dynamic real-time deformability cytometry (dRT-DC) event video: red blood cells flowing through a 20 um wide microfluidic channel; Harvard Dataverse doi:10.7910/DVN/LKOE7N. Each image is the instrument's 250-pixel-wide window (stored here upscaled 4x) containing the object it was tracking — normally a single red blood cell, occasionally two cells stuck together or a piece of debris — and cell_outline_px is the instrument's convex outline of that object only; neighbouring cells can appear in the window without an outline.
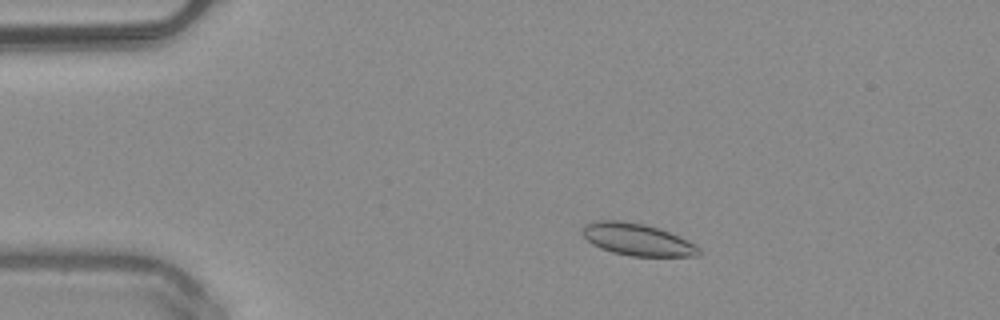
{"species": "common noctule bat (a hibernating species)", "species_latin": "Nyctalus noctula", "temperature_condition": "warm", "stored_images_in_passage": 50, "camera_frame_rate_fps": 3000, "um_per_image_px": 0.085, "animal": {"sex": "male", "body_mass_g": 20.4}, "frame": {"image": 1, "passage_image": 9, "time_ms": 2.667, "image_size_px": [1000, 320], "cell_outline_px": [[700, 256], [632, 256], [612, 252], [600, 248], [592, 244], [580, 232], [580, 228], [584, 224], [596, 220], [620, 220], [644, 224], [660, 228], [680, 236], [696, 244], [700, 248]], "centroid_in_image_um": [54.16, 20.35], "position_along_channel_um": 30.8, "area_um2": 22.08}}
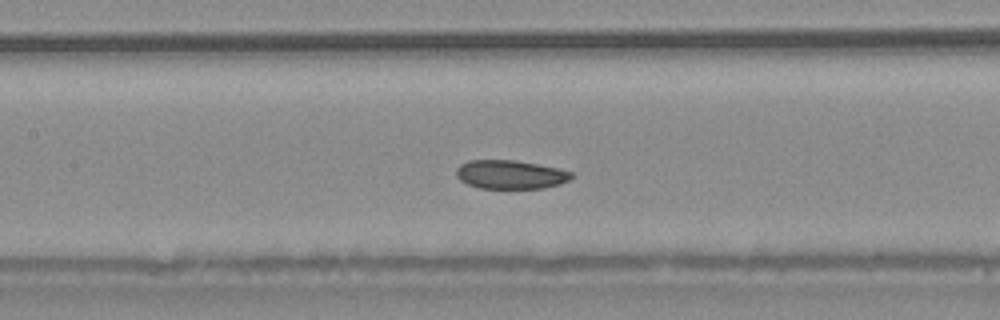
{"frame": {"image": 2, "passage_image": 23, "time_ms": 7.333, "image_size_px": [1000, 320], "cell_outline_px": [[576, 176], [560, 184], [544, 188], [480, 188], [468, 184], [460, 180], [456, 176], [456, 168], [460, 164], [468, 160], [516, 160], [560, 168], [572, 172]], "centroid_in_image_um": [43.41, 14.82], "position_along_channel_um": 164.0, "area_um2": 19.48}}
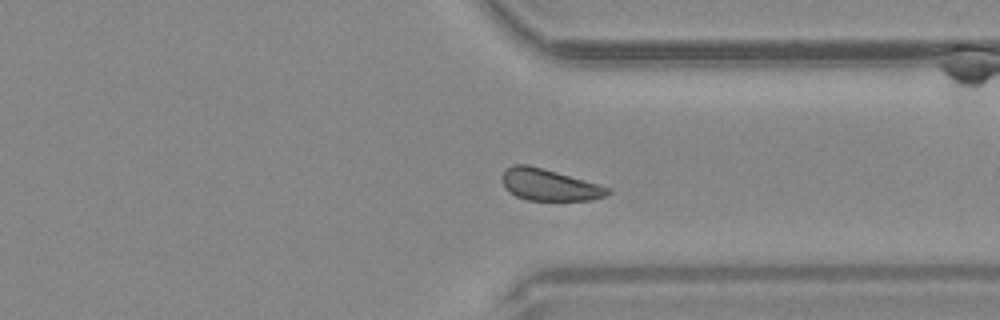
{"frame": {"image": 3, "passage_image": 38, "time_ms": 12.333, "image_size_px": [1000, 320], "cell_outline_px": [[612, 192], [608, 196], [592, 200], [528, 200], [516, 196], [508, 192], [504, 188], [500, 176], [504, 168], [512, 164], [528, 164], [600, 184], [612, 188]], "centroid_in_image_um": [46.67, 15.7], "position_along_channel_um": 364.7, "area_um2": 19.94}, "authors_computed_cell_mechanics": {"area_um2": 20.4612, "velocity_mm_per_s": 4.0115, "shape_relaxation_time_tau1_ms": 6.1588, "shape_relaxation_time_tau2_ms": null, "deformation_change_tau1": 0.0879, "deformation_change_tau2": null}}